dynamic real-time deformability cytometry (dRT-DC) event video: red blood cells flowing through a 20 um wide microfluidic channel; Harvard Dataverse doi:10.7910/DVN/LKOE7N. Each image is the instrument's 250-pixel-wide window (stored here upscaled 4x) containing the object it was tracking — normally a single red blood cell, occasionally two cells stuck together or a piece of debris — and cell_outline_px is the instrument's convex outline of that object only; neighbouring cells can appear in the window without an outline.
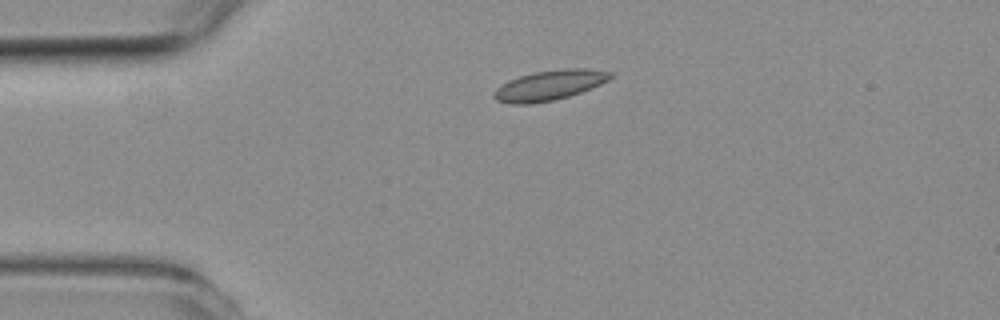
{"species": "common noctule bat (a hibernating species)", "species_latin": "Nyctalus noctula", "temperature_condition": "room temperature", "stored_images_in_passage": 6, "camera_frame_rate_fps": 3000, "um_per_image_px": 0.085, "animal": {"sex": "female", "body_mass_g": 19.3, "forearm_length_mm": 54.1}, "frame": {"image": 1, "passage_image": 1, "time_ms": 0.0, "image_size_px": [1000, 320], "cell_outline_px": [[616, 76], [592, 88], [556, 100], [528, 104], [508, 104], [496, 100], [492, 96], [496, 88], [508, 80], [532, 72], [564, 68], [588, 68], [612, 72]], "centroid_in_image_um": [46.71, 7.24], "position_along_channel_um": 38.3, "area_um2": 20.63}}